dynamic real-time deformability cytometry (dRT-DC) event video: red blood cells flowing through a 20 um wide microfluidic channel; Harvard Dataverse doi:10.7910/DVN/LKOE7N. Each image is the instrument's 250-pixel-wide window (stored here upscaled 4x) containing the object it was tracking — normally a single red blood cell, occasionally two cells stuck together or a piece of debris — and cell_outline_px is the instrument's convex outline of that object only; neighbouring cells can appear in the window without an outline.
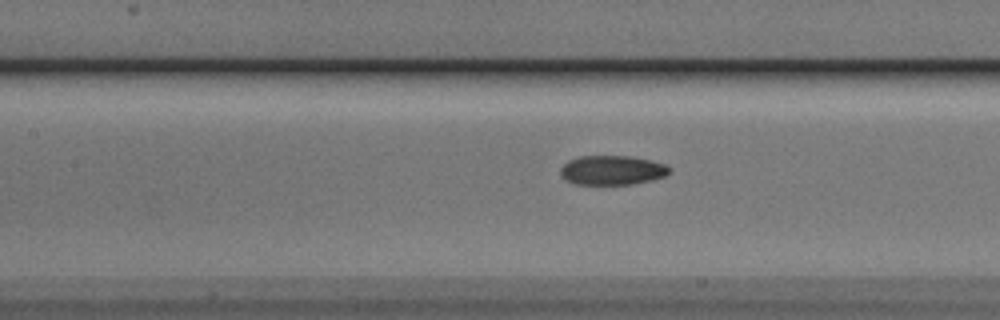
{"species": "Egyptian fruit bat (a non-hibernating species)", "species_latin": "Rousettus aegyptiacus", "temperature_condition": "cold", "stored_images_in_passage": 27, "camera_frame_rate_fps": 3000, "um_per_image_px": 0.085, "animal": {"sex": "male"}, "frame": {"image": 1, "passage_image": 8, "time_ms": 2.333, "image_size_px": [1000, 320], "cell_outline_px": [[672, 168], [664, 176], [652, 180], [632, 184], [576, 184], [568, 180], [560, 172], [560, 168], [568, 160], [580, 156], [628, 156], [652, 160], [664, 164]], "centroid_in_image_um": [52.05, 14.46], "position_along_channel_um": 155.4, "area_um2": 18.5}}
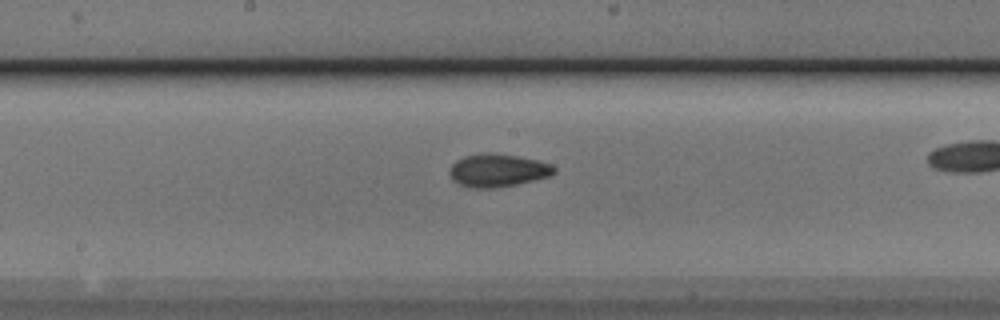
{"frame": {"image": 2, "passage_image": 12, "time_ms": 3.667, "image_size_px": [1000, 320], "cell_outline_px": [[556, 172], [548, 176], [516, 184], [492, 188], [468, 188], [456, 184], [452, 180], [448, 172], [452, 164], [456, 160], [464, 156], [484, 152], [488, 152], [516, 156], [536, 160], [552, 164], [556, 168]], "centroid_in_image_um": [42.24, 14.48], "position_along_channel_um": 206.0, "area_um2": 20.17}}